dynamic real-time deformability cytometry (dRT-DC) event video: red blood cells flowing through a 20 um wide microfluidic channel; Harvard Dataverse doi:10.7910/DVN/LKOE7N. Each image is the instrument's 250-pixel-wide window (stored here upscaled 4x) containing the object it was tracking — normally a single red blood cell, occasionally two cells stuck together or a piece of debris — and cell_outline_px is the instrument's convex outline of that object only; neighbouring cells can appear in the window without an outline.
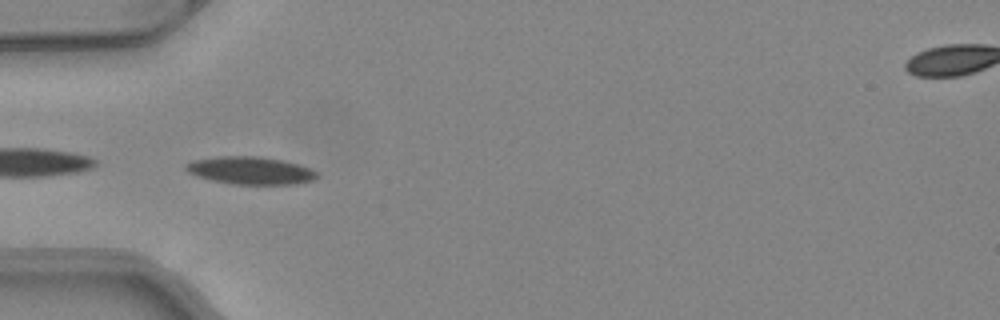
{"species": "common noctule bat (a hibernating species)", "species_latin": "Nyctalus noctula", "temperature_condition": "warm", "stored_images_in_passage": 37, "camera_frame_rate_fps": 3000, "um_per_image_px": 0.085, "animal": {"sex": "female", "body_mass_g": 24.6, "forearm_length_mm": 56.2}, "frame": {"image": 1, "passage_image": 3, "time_ms": 0.667, "image_size_px": [1000, 320], "cell_outline_px": [[316, 176], [312, 180], [296, 184], [232, 184], [212, 180], [196, 176], [188, 172], [184, 168], [184, 164], [192, 160], [216, 156], [260, 156], [284, 160], [308, 168], [316, 172]], "centroid_in_image_um": [21.21, 14.48], "position_along_channel_um": 63.8, "area_um2": 21.1}}
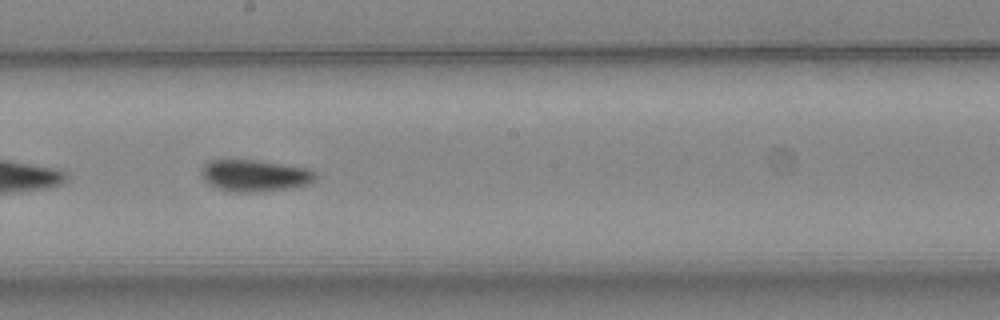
{"frame": {"image": 2, "passage_image": 15, "time_ms": 4.667, "image_size_px": [1000, 320], "cell_outline_px": [[316, 180], [308, 184], [296, 188], [256, 192], [232, 192], [216, 188], [208, 184], [204, 180], [200, 172], [204, 164], [208, 160], [260, 160], [308, 168], [316, 172]], "centroid_in_image_um": [21.67, 14.93], "position_along_channel_um": 226.5, "area_um2": 21.56}}
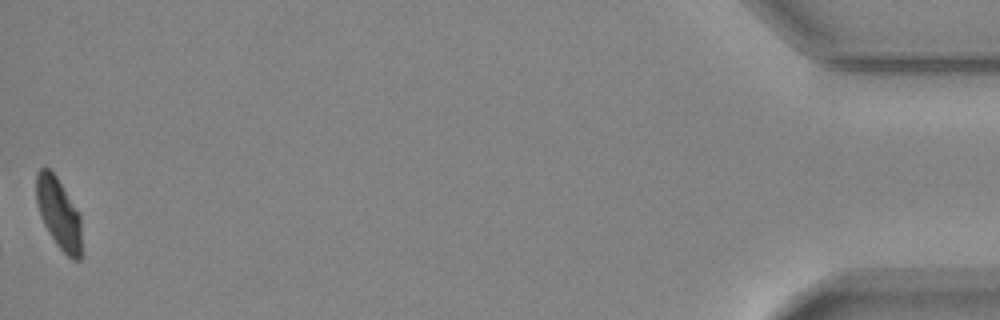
{"frame": {"image": 3, "passage_image": 37, "time_ms": 12.0, "image_size_px": [1000, 320], "cell_outline_px": [[80, 260], [72, 260], [56, 244], [44, 224], [40, 216], [36, 200], [36, 172], [40, 168], [48, 168], [56, 176], [80, 216]], "centroid_in_image_um": [4.95, 18.13], "position_along_channel_um": 430.2, "area_um2": 18.26}, "authors_computed_cell_mechanics": {"area_um2": 20.4034, "velocity_mm_per_s": 4.1024, "shape_relaxation_time_tau1_ms": 4.0363, "shape_relaxation_time_tau2_ms": 1.2185, "deformation_change_tau1": 0.1626, "deformation_change_tau2": 0.0602}}